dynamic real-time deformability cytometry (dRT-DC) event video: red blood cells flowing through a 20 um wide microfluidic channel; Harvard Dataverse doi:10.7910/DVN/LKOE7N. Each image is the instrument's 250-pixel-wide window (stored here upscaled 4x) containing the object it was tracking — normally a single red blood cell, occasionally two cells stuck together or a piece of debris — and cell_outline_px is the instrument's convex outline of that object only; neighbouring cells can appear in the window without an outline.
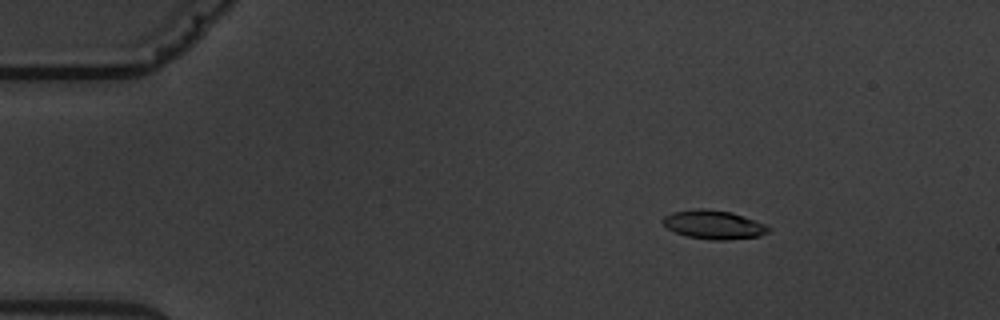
{"species": "common noctule bat (a hibernating species)", "species_latin": "Nyctalus noctula", "temperature_condition": "warm", "stored_images_in_passage": 9, "camera_frame_rate_fps": 3000, "um_per_image_px": 0.085, "animal": {"sex": "male", "body_mass_g": 19.5, "forearm_length_mm": 54.6}, "frame": {"image": 1, "passage_image": 2, "time_ms": 1.0, "image_size_px": [1000, 320], "cell_outline_px": [[772, 228], [768, 232], [756, 236], [728, 240], [712, 240], [688, 236], [676, 232], [668, 228], [664, 224], [664, 216], [672, 212], [696, 208], [704, 208], [732, 212], [764, 224]], "centroid_in_image_um": [60.66, 19.09], "position_along_channel_um": 24.3, "area_um2": 17.46}}
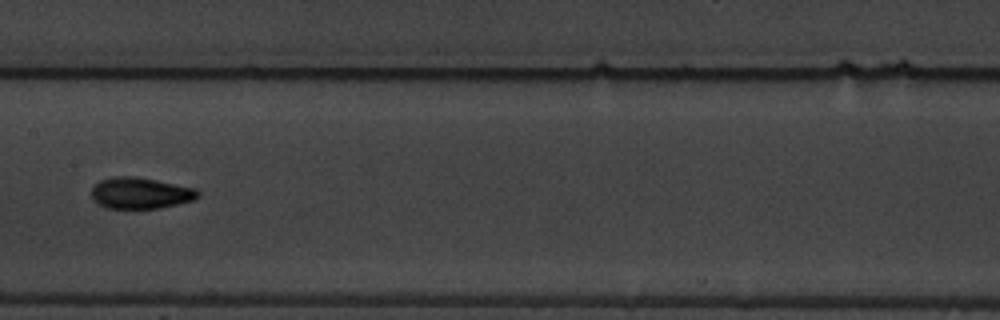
{"frame": {"image": 2, "passage_image": 8, "time_ms": 8.0, "image_size_px": [1000, 320], "cell_outline_px": [[200, 196], [192, 200], [160, 208], [108, 208], [92, 200], [92, 188], [100, 180], [112, 176], [136, 176], [196, 188], [200, 192]], "centroid_in_image_um": [11.94, 16.4], "position_along_channel_um": 195.5, "area_um2": 19.36}}
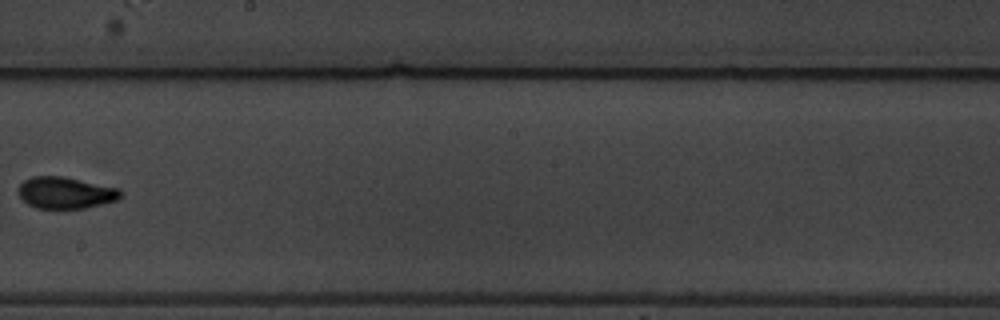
{"frame": {"image": 3, "passage_image": 9, "time_ms": 9.333, "image_size_px": [1000, 320], "cell_outline_px": [[120, 200], [84, 208], [36, 208], [28, 204], [16, 192], [16, 188], [24, 180], [32, 176], [64, 176], [120, 188]], "centroid_in_image_um": [5.56, 16.37], "position_along_channel_um": 242.6, "area_um2": 19.02}}